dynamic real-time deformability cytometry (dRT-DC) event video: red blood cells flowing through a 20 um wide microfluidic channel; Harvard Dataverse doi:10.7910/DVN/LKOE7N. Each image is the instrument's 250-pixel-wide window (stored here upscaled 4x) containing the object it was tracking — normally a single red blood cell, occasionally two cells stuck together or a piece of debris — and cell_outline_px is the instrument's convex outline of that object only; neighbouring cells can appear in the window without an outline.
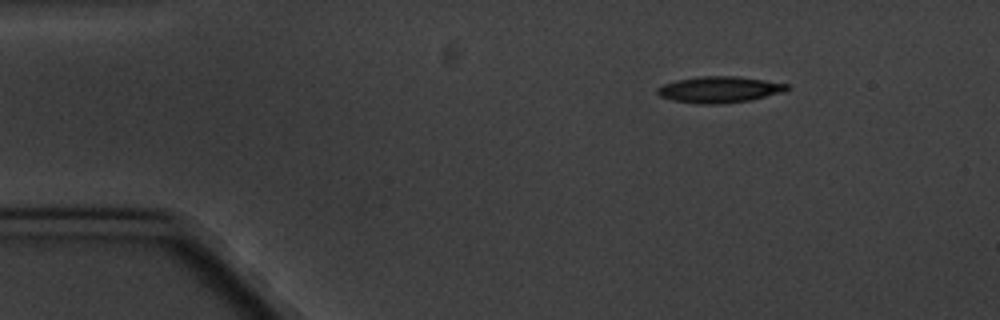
{"species": "common noctule bat (a hibernating species)", "species_latin": "Nyctalus noctula", "temperature_condition": "cold", "stored_images_in_passage": 5, "camera_frame_rate_fps": 3000, "um_per_image_px": 0.085, "animal": {"sex": "male", "body_mass_g": 20.1, "forearm_length_mm": 53.5}, "frame": {"image": 1, "passage_image": 1, "time_ms": 0.0, "image_size_px": [1000, 320], "cell_outline_px": [[788, 88], [784, 92], [752, 100], [724, 104], [696, 104], [672, 100], [660, 96], [656, 92], [656, 88], [664, 84], [676, 80], [700, 76], [736, 76], [764, 80], [788, 84]], "centroid_in_image_um": [61.13, 7.62], "position_along_channel_um": 23.9, "area_um2": 20.0}}
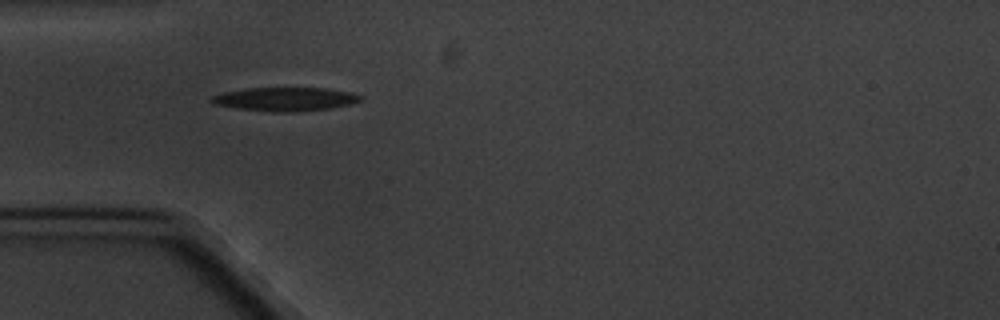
{"frame": {"image": 2, "passage_image": 3, "time_ms": 3.0, "image_size_px": [1000, 320], "cell_outline_px": [[364, 100], [332, 108], [292, 112], [272, 112], [240, 108], [216, 104], [212, 100], [212, 96], [224, 92], [244, 88], [328, 88], [352, 92], [364, 96]], "centroid_in_image_um": [24.34, 8.41], "position_along_channel_um": 60.7, "area_um2": 20.46}}